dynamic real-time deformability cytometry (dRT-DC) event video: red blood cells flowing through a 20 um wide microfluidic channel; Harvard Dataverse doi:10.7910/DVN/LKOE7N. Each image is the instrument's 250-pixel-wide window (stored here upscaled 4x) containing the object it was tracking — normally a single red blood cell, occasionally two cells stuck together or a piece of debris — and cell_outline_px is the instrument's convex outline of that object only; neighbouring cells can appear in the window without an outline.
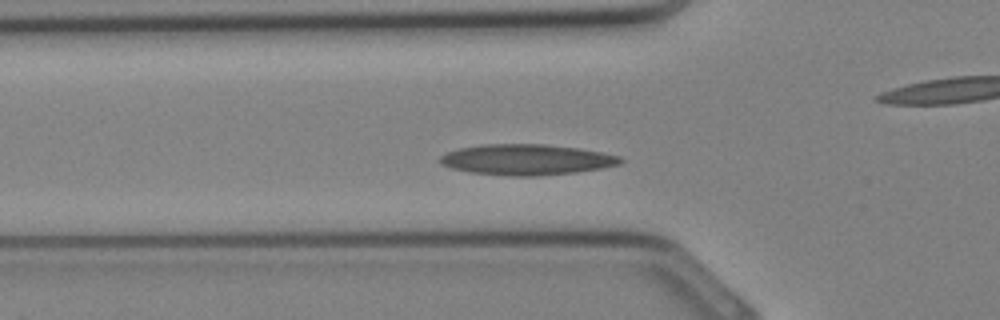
{"species": "Egyptian fruit bat (a non-hibernating species)", "species_latin": "Rousettus aegyptiacus", "temperature_condition": "cold", "stored_images_in_passage": 11, "camera_frame_rate_fps": 3000, "um_per_image_px": 0.085, "animal": {"sex": "female"}, "frame": {"image": 1, "passage_image": 7, "time_ms": 2.0, "image_size_px": [1000, 320], "cell_outline_px": [[624, 160], [620, 164], [600, 168], [576, 172], [536, 176], [512, 176], [472, 172], [452, 168], [440, 164], [440, 156], [448, 152], [460, 148], [480, 144], [544, 144], [580, 148], [620, 156]], "centroid_in_image_um": [44.76, 13.56], "position_along_channel_um": 81.0, "area_um2": 32.14}}